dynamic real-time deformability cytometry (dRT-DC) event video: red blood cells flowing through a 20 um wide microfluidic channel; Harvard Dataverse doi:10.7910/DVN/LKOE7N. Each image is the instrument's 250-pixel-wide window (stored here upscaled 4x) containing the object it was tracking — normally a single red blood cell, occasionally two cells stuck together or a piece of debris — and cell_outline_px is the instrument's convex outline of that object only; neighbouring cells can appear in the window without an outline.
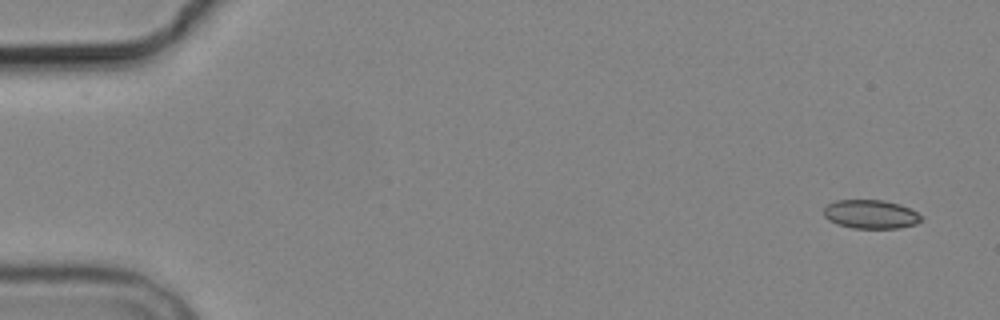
{"species": "common noctule bat (a hibernating species)", "species_latin": "Nyctalus noctula", "temperature_condition": "cold", "stored_images_in_passage": 4, "camera_frame_rate_fps": 3000, "um_per_image_px": 0.085, "animal": {"sex": "male", "body_mass_g": 19.2, "forearm_length_mm": 51.8}, "frame": {"image": 1, "passage_image": 1, "time_ms": 0.0, "image_size_px": [1000, 320], "cell_outline_px": [[924, 220], [916, 224], [900, 228], [852, 228], [836, 224], [828, 220], [824, 216], [824, 208], [828, 204], [836, 200], [884, 200], [900, 204], [924, 216]], "centroid_in_image_um": [74.03, 18.21], "position_along_channel_um": 11.0, "area_um2": 16.53}}
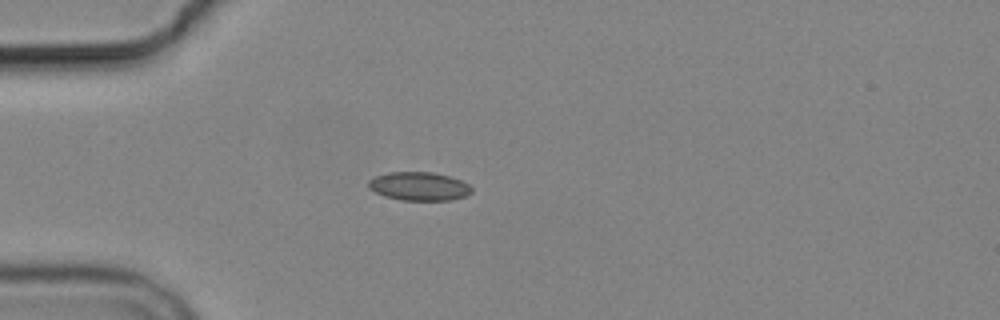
{"frame": {"image": 2, "passage_image": 4, "time_ms": 4.333, "image_size_px": [1000, 320], "cell_outline_px": [[472, 192], [464, 196], [452, 200], [400, 200], [384, 196], [368, 188], [368, 180], [376, 176], [388, 172], [432, 172], [448, 176], [460, 180], [468, 184], [472, 188]], "centroid_in_image_um": [35.6, 15.83], "position_along_channel_um": 49.4, "area_um2": 17.11}}